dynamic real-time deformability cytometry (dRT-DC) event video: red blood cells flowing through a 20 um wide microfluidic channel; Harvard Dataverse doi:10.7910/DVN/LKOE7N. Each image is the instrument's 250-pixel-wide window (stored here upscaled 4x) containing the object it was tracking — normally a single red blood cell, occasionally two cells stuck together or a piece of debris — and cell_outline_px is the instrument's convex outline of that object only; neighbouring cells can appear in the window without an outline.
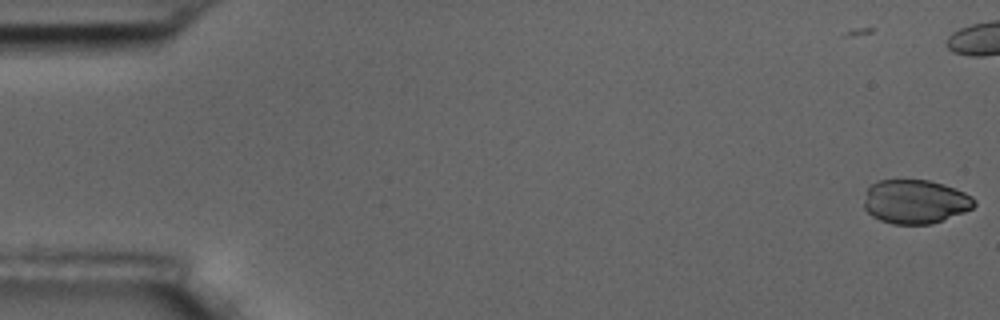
{"species": "common noctule bat (a hibernating species)", "species_latin": "Nyctalus noctula", "temperature_condition": "room temperature", "stored_images_in_passage": 4, "camera_frame_rate_fps": 3000, "um_per_image_px": 0.085, "animal": {"sex": "male", "body_mass_g": 17.5, "forearm_length_mm": 52.3}, "frame": {"image": 1, "passage_image": 4, "time_ms": 1.0, "image_size_px": [1000, 320], "cell_outline_px": [[976, 204], [972, 208], [964, 212], [932, 224], [892, 224], [880, 220], [872, 216], [864, 208], [864, 200], [868, 188], [876, 180], [928, 180], [944, 184], [964, 192], [972, 196], [976, 200]], "centroid_in_image_um": [77.8, 17.14], "position_along_channel_um": 7.2, "area_um2": 28.32}}